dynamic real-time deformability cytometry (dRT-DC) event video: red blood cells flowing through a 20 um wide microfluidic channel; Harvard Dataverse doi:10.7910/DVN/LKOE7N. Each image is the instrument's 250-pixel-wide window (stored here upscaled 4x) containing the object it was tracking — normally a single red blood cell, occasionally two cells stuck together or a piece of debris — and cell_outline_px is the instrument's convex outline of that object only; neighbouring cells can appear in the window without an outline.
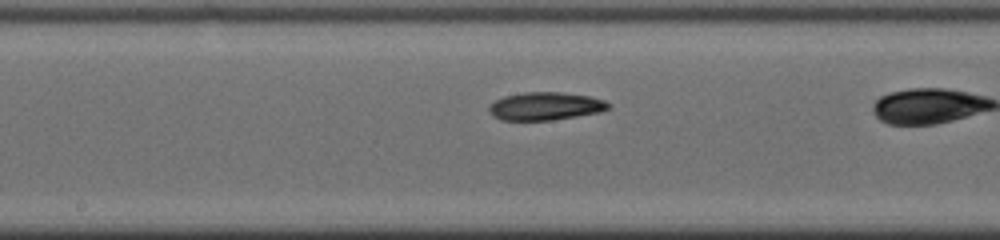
{"species": "common noctule bat (a hibernating species)", "species_latin": "Nyctalus noctula", "temperature_condition": "cold", "stored_images_in_passage": 20, "camera_frame_rate_fps": 3000, "um_per_image_px": 0.085, "animal": {"sex": "male", "body_mass_g": 19.0, "forearm_length_mm": 50.8}, "frame": {"image": 1, "passage_image": 12, "time_ms": 3.667, "image_size_px": [1000, 240], "cell_outline_px": [[612, 108], [600, 112], [552, 120], [500, 120], [492, 116], [488, 108], [496, 100], [504, 96], [524, 92], [560, 92], [588, 96], [604, 100], [612, 104]], "centroid_in_image_um": [46.38, 9.03], "position_along_channel_um": 201.8, "area_um2": 19.48}}
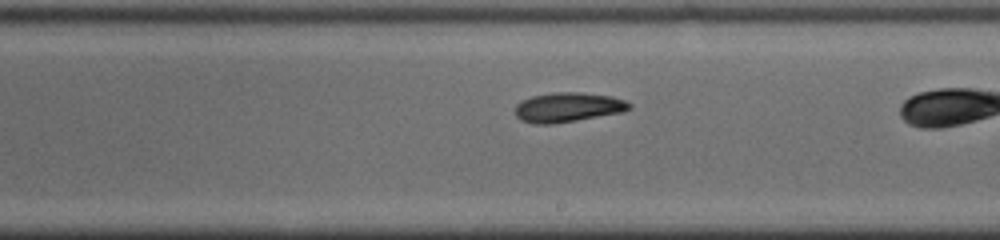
{"frame": {"image": 2, "passage_image": 15, "time_ms": 4.667, "image_size_px": [1000, 240], "cell_outline_px": [[632, 108], [624, 112], [552, 124], [536, 124], [520, 120], [516, 116], [516, 104], [532, 96], [556, 92], [580, 92], [612, 96], [624, 100], [632, 104]], "centroid_in_image_um": [48.31, 9.12], "position_along_channel_um": 240.7, "area_um2": 19.65}}